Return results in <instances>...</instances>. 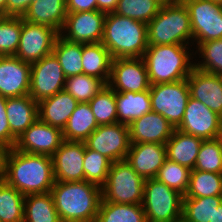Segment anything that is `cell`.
Masks as SVG:
<instances>
[{
	"label": "cell",
	"instance_id": "cell-6",
	"mask_svg": "<svg viewBox=\"0 0 222 222\" xmlns=\"http://www.w3.org/2000/svg\"><path fill=\"white\" fill-rule=\"evenodd\" d=\"M183 195L156 178L145 180L142 206L147 222H179Z\"/></svg>",
	"mask_w": 222,
	"mask_h": 222
},
{
	"label": "cell",
	"instance_id": "cell-35",
	"mask_svg": "<svg viewBox=\"0 0 222 222\" xmlns=\"http://www.w3.org/2000/svg\"><path fill=\"white\" fill-rule=\"evenodd\" d=\"M98 125L117 123L115 91L106 84L89 102Z\"/></svg>",
	"mask_w": 222,
	"mask_h": 222
},
{
	"label": "cell",
	"instance_id": "cell-51",
	"mask_svg": "<svg viewBox=\"0 0 222 222\" xmlns=\"http://www.w3.org/2000/svg\"><path fill=\"white\" fill-rule=\"evenodd\" d=\"M4 13L0 10V21L4 18Z\"/></svg>",
	"mask_w": 222,
	"mask_h": 222
},
{
	"label": "cell",
	"instance_id": "cell-10",
	"mask_svg": "<svg viewBox=\"0 0 222 222\" xmlns=\"http://www.w3.org/2000/svg\"><path fill=\"white\" fill-rule=\"evenodd\" d=\"M66 77L52 52L31 64L29 96L37 103L63 91Z\"/></svg>",
	"mask_w": 222,
	"mask_h": 222
},
{
	"label": "cell",
	"instance_id": "cell-53",
	"mask_svg": "<svg viewBox=\"0 0 222 222\" xmlns=\"http://www.w3.org/2000/svg\"><path fill=\"white\" fill-rule=\"evenodd\" d=\"M163 3L165 2H171L172 0H161Z\"/></svg>",
	"mask_w": 222,
	"mask_h": 222
},
{
	"label": "cell",
	"instance_id": "cell-25",
	"mask_svg": "<svg viewBox=\"0 0 222 222\" xmlns=\"http://www.w3.org/2000/svg\"><path fill=\"white\" fill-rule=\"evenodd\" d=\"M203 139L175 129L166 142L167 158L193 170Z\"/></svg>",
	"mask_w": 222,
	"mask_h": 222
},
{
	"label": "cell",
	"instance_id": "cell-50",
	"mask_svg": "<svg viewBox=\"0 0 222 222\" xmlns=\"http://www.w3.org/2000/svg\"><path fill=\"white\" fill-rule=\"evenodd\" d=\"M218 141L220 142L221 145V150H222V132L221 134L217 137Z\"/></svg>",
	"mask_w": 222,
	"mask_h": 222
},
{
	"label": "cell",
	"instance_id": "cell-30",
	"mask_svg": "<svg viewBox=\"0 0 222 222\" xmlns=\"http://www.w3.org/2000/svg\"><path fill=\"white\" fill-rule=\"evenodd\" d=\"M95 222H147L143 206L101 200Z\"/></svg>",
	"mask_w": 222,
	"mask_h": 222
},
{
	"label": "cell",
	"instance_id": "cell-20",
	"mask_svg": "<svg viewBox=\"0 0 222 222\" xmlns=\"http://www.w3.org/2000/svg\"><path fill=\"white\" fill-rule=\"evenodd\" d=\"M190 97L222 117V76L193 68L187 78Z\"/></svg>",
	"mask_w": 222,
	"mask_h": 222
},
{
	"label": "cell",
	"instance_id": "cell-5",
	"mask_svg": "<svg viewBox=\"0 0 222 222\" xmlns=\"http://www.w3.org/2000/svg\"><path fill=\"white\" fill-rule=\"evenodd\" d=\"M190 39L193 40L190 16L181 0L163 3L159 12L147 24L148 46L189 45Z\"/></svg>",
	"mask_w": 222,
	"mask_h": 222
},
{
	"label": "cell",
	"instance_id": "cell-32",
	"mask_svg": "<svg viewBox=\"0 0 222 222\" xmlns=\"http://www.w3.org/2000/svg\"><path fill=\"white\" fill-rule=\"evenodd\" d=\"M222 196V174L192 170L183 198Z\"/></svg>",
	"mask_w": 222,
	"mask_h": 222
},
{
	"label": "cell",
	"instance_id": "cell-44",
	"mask_svg": "<svg viewBox=\"0 0 222 222\" xmlns=\"http://www.w3.org/2000/svg\"><path fill=\"white\" fill-rule=\"evenodd\" d=\"M67 13L97 10V0H66Z\"/></svg>",
	"mask_w": 222,
	"mask_h": 222
},
{
	"label": "cell",
	"instance_id": "cell-47",
	"mask_svg": "<svg viewBox=\"0 0 222 222\" xmlns=\"http://www.w3.org/2000/svg\"><path fill=\"white\" fill-rule=\"evenodd\" d=\"M8 147L0 142V180L3 178L4 167H5V158L8 151Z\"/></svg>",
	"mask_w": 222,
	"mask_h": 222
},
{
	"label": "cell",
	"instance_id": "cell-19",
	"mask_svg": "<svg viewBox=\"0 0 222 222\" xmlns=\"http://www.w3.org/2000/svg\"><path fill=\"white\" fill-rule=\"evenodd\" d=\"M130 143H158L165 145L175 128L161 114L148 112L129 125Z\"/></svg>",
	"mask_w": 222,
	"mask_h": 222
},
{
	"label": "cell",
	"instance_id": "cell-43",
	"mask_svg": "<svg viewBox=\"0 0 222 222\" xmlns=\"http://www.w3.org/2000/svg\"><path fill=\"white\" fill-rule=\"evenodd\" d=\"M7 98L0 95V142L9 149L14 148L16 139L11 135L6 112Z\"/></svg>",
	"mask_w": 222,
	"mask_h": 222
},
{
	"label": "cell",
	"instance_id": "cell-37",
	"mask_svg": "<svg viewBox=\"0 0 222 222\" xmlns=\"http://www.w3.org/2000/svg\"><path fill=\"white\" fill-rule=\"evenodd\" d=\"M106 84L97 77L79 74L66 78L64 90L79 103L89 102Z\"/></svg>",
	"mask_w": 222,
	"mask_h": 222
},
{
	"label": "cell",
	"instance_id": "cell-7",
	"mask_svg": "<svg viewBox=\"0 0 222 222\" xmlns=\"http://www.w3.org/2000/svg\"><path fill=\"white\" fill-rule=\"evenodd\" d=\"M144 184L145 180L125 160L113 162L102 186V200L142 205Z\"/></svg>",
	"mask_w": 222,
	"mask_h": 222
},
{
	"label": "cell",
	"instance_id": "cell-38",
	"mask_svg": "<svg viewBox=\"0 0 222 222\" xmlns=\"http://www.w3.org/2000/svg\"><path fill=\"white\" fill-rule=\"evenodd\" d=\"M191 171L188 167L166 158L155 178L184 196L188 189Z\"/></svg>",
	"mask_w": 222,
	"mask_h": 222
},
{
	"label": "cell",
	"instance_id": "cell-24",
	"mask_svg": "<svg viewBox=\"0 0 222 222\" xmlns=\"http://www.w3.org/2000/svg\"><path fill=\"white\" fill-rule=\"evenodd\" d=\"M66 16V0H34L22 18L30 23L50 26L60 33Z\"/></svg>",
	"mask_w": 222,
	"mask_h": 222
},
{
	"label": "cell",
	"instance_id": "cell-39",
	"mask_svg": "<svg viewBox=\"0 0 222 222\" xmlns=\"http://www.w3.org/2000/svg\"><path fill=\"white\" fill-rule=\"evenodd\" d=\"M111 161L97 151L85 145L84 154V180L102 187L108 177Z\"/></svg>",
	"mask_w": 222,
	"mask_h": 222
},
{
	"label": "cell",
	"instance_id": "cell-14",
	"mask_svg": "<svg viewBox=\"0 0 222 222\" xmlns=\"http://www.w3.org/2000/svg\"><path fill=\"white\" fill-rule=\"evenodd\" d=\"M108 85L115 92L149 90L151 84L143 58H114Z\"/></svg>",
	"mask_w": 222,
	"mask_h": 222
},
{
	"label": "cell",
	"instance_id": "cell-34",
	"mask_svg": "<svg viewBox=\"0 0 222 222\" xmlns=\"http://www.w3.org/2000/svg\"><path fill=\"white\" fill-rule=\"evenodd\" d=\"M25 196L0 180V222H24Z\"/></svg>",
	"mask_w": 222,
	"mask_h": 222
},
{
	"label": "cell",
	"instance_id": "cell-40",
	"mask_svg": "<svg viewBox=\"0 0 222 222\" xmlns=\"http://www.w3.org/2000/svg\"><path fill=\"white\" fill-rule=\"evenodd\" d=\"M22 29V16H4L0 21V56H14Z\"/></svg>",
	"mask_w": 222,
	"mask_h": 222
},
{
	"label": "cell",
	"instance_id": "cell-45",
	"mask_svg": "<svg viewBox=\"0 0 222 222\" xmlns=\"http://www.w3.org/2000/svg\"><path fill=\"white\" fill-rule=\"evenodd\" d=\"M34 0H6V16H23Z\"/></svg>",
	"mask_w": 222,
	"mask_h": 222
},
{
	"label": "cell",
	"instance_id": "cell-12",
	"mask_svg": "<svg viewBox=\"0 0 222 222\" xmlns=\"http://www.w3.org/2000/svg\"><path fill=\"white\" fill-rule=\"evenodd\" d=\"M84 142L112 163L125 160L131 145L128 125L119 122L99 125Z\"/></svg>",
	"mask_w": 222,
	"mask_h": 222
},
{
	"label": "cell",
	"instance_id": "cell-1",
	"mask_svg": "<svg viewBox=\"0 0 222 222\" xmlns=\"http://www.w3.org/2000/svg\"><path fill=\"white\" fill-rule=\"evenodd\" d=\"M2 179L24 196L50 192L55 183L52 157L10 148Z\"/></svg>",
	"mask_w": 222,
	"mask_h": 222
},
{
	"label": "cell",
	"instance_id": "cell-17",
	"mask_svg": "<svg viewBox=\"0 0 222 222\" xmlns=\"http://www.w3.org/2000/svg\"><path fill=\"white\" fill-rule=\"evenodd\" d=\"M85 142L67 141L51 156L55 181L76 182L84 180Z\"/></svg>",
	"mask_w": 222,
	"mask_h": 222
},
{
	"label": "cell",
	"instance_id": "cell-8",
	"mask_svg": "<svg viewBox=\"0 0 222 222\" xmlns=\"http://www.w3.org/2000/svg\"><path fill=\"white\" fill-rule=\"evenodd\" d=\"M151 109L161 114L176 129L182 122L190 98L187 79L150 86Z\"/></svg>",
	"mask_w": 222,
	"mask_h": 222
},
{
	"label": "cell",
	"instance_id": "cell-16",
	"mask_svg": "<svg viewBox=\"0 0 222 222\" xmlns=\"http://www.w3.org/2000/svg\"><path fill=\"white\" fill-rule=\"evenodd\" d=\"M64 142L60 128L37 119L17 140L14 149L28 154L52 156Z\"/></svg>",
	"mask_w": 222,
	"mask_h": 222
},
{
	"label": "cell",
	"instance_id": "cell-2",
	"mask_svg": "<svg viewBox=\"0 0 222 222\" xmlns=\"http://www.w3.org/2000/svg\"><path fill=\"white\" fill-rule=\"evenodd\" d=\"M51 194L61 222H95L102 187L88 181H55Z\"/></svg>",
	"mask_w": 222,
	"mask_h": 222
},
{
	"label": "cell",
	"instance_id": "cell-22",
	"mask_svg": "<svg viewBox=\"0 0 222 222\" xmlns=\"http://www.w3.org/2000/svg\"><path fill=\"white\" fill-rule=\"evenodd\" d=\"M6 112L11 135L16 140L39 119L38 103L29 95L8 97Z\"/></svg>",
	"mask_w": 222,
	"mask_h": 222
},
{
	"label": "cell",
	"instance_id": "cell-4",
	"mask_svg": "<svg viewBox=\"0 0 222 222\" xmlns=\"http://www.w3.org/2000/svg\"><path fill=\"white\" fill-rule=\"evenodd\" d=\"M188 49L187 45L177 44L148 46L142 58L150 84L187 79L195 67V63L190 61L193 54L189 53Z\"/></svg>",
	"mask_w": 222,
	"mask_h": 222
},
{
	"label": "cell",
	"instance_id": "cell-27",
	"mask_svg": "<svg viewBox=\"0 0 222 222\" xmlns=\"http://www.w3.org/2000/svg\"><path fill=\"white\" fill-rule=\"evenodd\" d=\"M112 60L108 49L101 42L82 44L83 74L97 77L108 84Z\"/></svg>",
	"mask_w": 222,
	"mask_h": 222
},
{
	"label": "cell",
	"instance_id": "cell-49",
	"mask_svg": "<svg viewBox=\"0 0 222 222\" xmlns=\"http://www.w3.org/2000/svg\"><path fill=\"white\" fill-rule=\"evenodd\" d=\"M0 10L6 16V0H0Z\"/></svg>",
	"mask_w": 222,
	"mask_h": 222
},
{
	"label": "cell",
	"instance_id": "cell-46",
	"mask_svg": "<svg viewBox=\"0 0 222 222\" xmlns=\"http://www.w3.org/2000/svg\"><path fill=\"white\" fill-rule=\"evenodd\" d=\"M118 0H97V10L104 13L114 12L117 8Z\"/></svg>",
	"mask_w": 222,
	"mask_h": 222
},
{
	"label": "cell",
	"instance_id": "cell-36",
	"mask_svg": "<svg viewBox=\"0 0 222 222\" xmlns=\"http://www.w3.org/2000/svg\"><path fill=\"white\" fill-rule=\"evenodd\" d=\"M162 4L161 0H118L114 13L148 24Z\"/></svg>",
	"mask_w": 222,
	"mask_h": 222
},
{
	"label": "cell",
	"instance_id": "cell-33",
	"mask_svg": "<svg viewBox=\"0 0 222 222\" xmlns=\"http://www.w3.org/2000/svg\"><path fill=\"white\" fill-rule=\"evenodd\" d=\"M222 203V196L183 198V222H212L214 211Z\"/></svg>",
	"mask_w": 222,
	"mask_h": 222
},
{
	"label": "cell",
	"instance_id": "cell-28",
	"mask_svg": "<svg viewBox=\"0 0 222 222\" xmlns=\"http://www.w3.org/2000/svg\"><path fill=\"white\" fill-rule=\"evenodd\" d=\"M99 127L92 109L87 102L78 103L63 128V138L67 141H85Z\"/></svg>",
	"mask_w": 222,
	"mask_h": 222
},
{
	"label": "cell",
	"instance_id": "cell-52",
	"mask_svg": "<svg viewBox=\"0 0 222 222\" xmlns=\"http://www.w3.org/2000/svg\"><path fill=\"white\" fill-rule=\"evenodd\" d=\"M214 3H218L222 5V0H212Z\"/></svg>",
	"mask_w": 222,
	"mask_h": 222
},
{
	"label": "cell",
	"instance_id": "cell-26",
	"mask_svg": "<svg viewBox=\"0 0 222 222\" xmlns=\"http://www.w3.org/2000/svg\"><path fill=\"white\" fill-rule=\"evenodd\" d=\"M117 122L129 125L142 115L151 112L150 90L142 92H115Z\"/></svg>",
	"mask_w": 222,
	"mask_h": 222
},
{
	"label": "cell",
	"instance_id": "cell-23",
	"mask_svg": "<svg viewBox=\"0 0 222 222\" xmlns=\"http://www.w3.org/2000/svg\"><path fill=\"white\" fill-rule=\"evenodd\" d=\"M79 102L65 90L38 103L39 119L63 130Z\"/></svg>",
	"mask_w": 222,
	"mask_h": 222
},
{
	"label": "cell",
	"instance_id": "cell-29",
	"mask_svg": "<svg viewBox=\"0 0 222 222\" xmlns=\"http://www.w3.org/2000/svg\"><path fill=\"white\" fill-rule=\"evenodd\" d=\"M24 222H61L51 192L25 196Z\"/></svg>",
	"mask_w": 222,
	"mask_h": 222
},
{
	"label": "cell",
	"instance_id": "cell-3",
	"mask_svg": "<svg viewBox=\"0 0 222 222\" xmlns=\"http://www.w3.org/2000/svg\"><path fill=\"white\" fill-rule=\"evenodd\" d=\"M101 43L112 58H140L148 48L147 24L114 12L107 13Z\"/></svg>",
	"mask_w": 222,
	"mask_h": 222
},
{
	"label": "cell",
	"instance_id": "cell-11",
	"mask_svg": "<svg viewBox=\"0 0 222 222\" xmlns=\"http://www.w3.org/2000/svg\"><path fill=\"white\" fill-rule=\"evenodd\" d=\"M59 35L50 26L30 23L22 18L20 42L14 56L30 64L37 62L53 52Z\"/></svg>",
	"mask_w": 222,
	"mask_h": 222
},
{
	"label": "cell",
	"instance_id": "cell-13",
	"mask_svg": "<svg viewBox=\"0 0 222 222\" xmlns=\"http://www.w3.org/2000/svg\"><path fill=\"white\" fill-rule=\"evenodd\" d=\"M176 129L203 140L217 139L222 132V117L190 97L182 122Z\"/></svg>",
	"mask_w": 222,
	"mask_h": 222
},
{
	"label": "cell",
	"instance_id": "cell-41",
	"mask_svg": "<svg viewBox=\"0 0 222 222\" xmlns=\"http://www.w3.org/2000/svg\"><path fill=\"white\" fill-rule=\"evenodd\" d=\"M194 170L222 174V150L218 139L203 140Z\"/></svg>",
	"mask_w": 222,
	"mask_h": 222
},
{
	"label": "cell",
	"instance_id": "cell-42",
	"mask_svg": "<svg viewBox=\"0 0 222 222\" xmlns=\"http://www.w3.org/2000/svg\"><path fill=\"white\" fill-rule=\"evenodd\" d=\"M201 63H195V67L204 72L222 76V39L206 41L198 47Z\"/></svg>",
	"mask_w": 222,
	"mask_h": 222
},
{
	"label": "cell",
	"instance_id": "cell-21",
	"mask_svg": "<svg viewBox=\"0 0 222 222\" xmlns=\"http://www.w3.org/2000/svg\"><path fill=\"white\" fill-rule=\"evenodd\" d=\"M166 158V145L136 143L130 145L125 161L140 177L147 180L156 177Z\"/></svg>",
	"mask_w": 222,
	"mask_h": 222
},
{
	"label": "cell",
	"instance_id": "cell-18",
	"mask_svg": "<svg viewBox=\"0 0 222 222\" xmlns=\"http://www.w3.org/2000/svg\"><path fill=\"white\" fill-rule=\"evenodd\" d=\"M31 64L15 56H0V95H29Z\"/></svg>",
	"mask_w": 222,
	"mask_h": 222
},
{
	"label": "cell",
	"instance_id": "cell-31",
	"mask_svg": "<svg viewBox=\"0 0 222 222\" xmlns=\"http://www.w3.org/2000/svg\"><path fill=\"white\" fill-rule=\"evenodd\" d=\"M53 53L66 78L83 74L82 43L67 41L59 35L55 41Z\"/></svg>",
	"mask_w": 222,
	"mask_h": 222
},
{
	"label": "cell",
	"instance_id": "cell-9",
	"mask_svg": "<svg viewBox=\"0 0 222 222\" xmlns=\"http://www.w3.org/2000/svg\"><path fill=\"white\" fill-rule=\"evenodd\" d=\"M188 9L193 41L222 39V5L212 0H181Z\"/></svg>",
	"mask_w": 222,
	"mask_h": 222
},
{
	"label": "cell",
	"instance_id": "cell-48",
	"mask_svg": "<svg viewBox=\"0 0 222 222\" xmlns=\"http://www.w3.org/2000/svg\"><path fill=\"white\" fill-rule=\"evenodd\" d=\"M212 222H222V203L218 206V209L214 211Z\"/></svg>",
	"mask_w": 222,
	"mask_h": 222
},
{
	"label": "cell",
	"instance_id": "cell-15",
	"mask_svg": "<svg viewBox=\"0 0 222 222\" xmlns=\"http://www.w3.org/2000/svg\"><path fill=\"white\" fill-rule=\"evenodd\" d=\"M105 17L106 13L99 10L67 13L60 36L74 43L101 42Z\"/></svg>",
	"mask_w": 222,
	"mask_h": 222
}]
</instances>
